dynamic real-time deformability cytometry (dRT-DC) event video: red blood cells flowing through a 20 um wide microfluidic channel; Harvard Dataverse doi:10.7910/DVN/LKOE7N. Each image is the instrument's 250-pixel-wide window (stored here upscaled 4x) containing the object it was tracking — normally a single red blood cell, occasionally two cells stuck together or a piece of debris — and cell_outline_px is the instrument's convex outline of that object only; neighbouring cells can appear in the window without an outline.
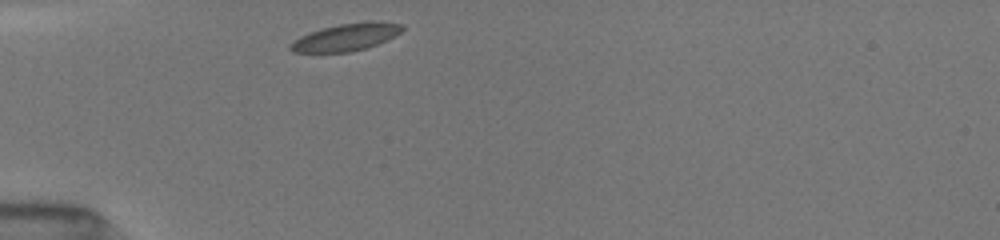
{"species": "common noctule bat (a hibernating species)", "species_latin": "Nyctalus noctula", "temperature_condition": "room temperature", "stored_images_in_passage": 31, "camera_frame_rate_fps": 3000, "um_per_image_px": 0.085, "animal": {"sex": "female", "body_mass_g": 19.5, "forearm_length_mm": 54.1}, "frame": {"image": 1, "passage_image": 1, "time_ms": 0.0, "image_size_px": [1000, 240], "cell_outline_px": [[404, 28], [400, 32], [388, 40], [368, 48], [348, 52], [292, 52], [288, 48], [288, 44], [300, 36], [308, 32], [320, 28], [340, 24], [404, 24]], "centroid_in_image_um": [29.3, 3.22], "position_along_channel_um": 55.7, "area_um2": 17.17}}
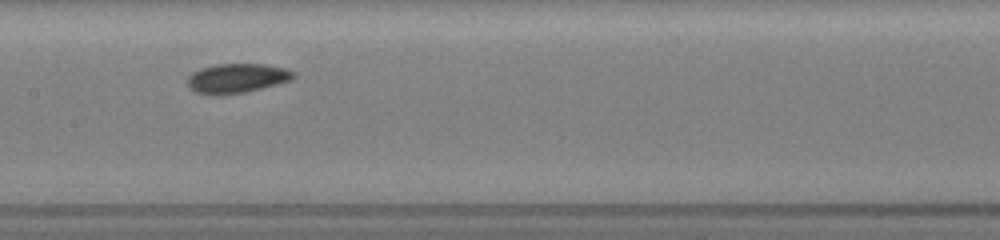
{"frame": {"image": 2, "passage_image": 12, "time_ms": 3.667, "image_size_px": [1000, 240], "cell_outline_px": [[296, 76], [292, 80], [244, 92], [220, 96], [216, 96], [196, 92], [188, 88], [188, 76], [192, 72], [200, 68], [216, 64], [264, 64], [288, 68], [296, 72]], "centroid_in_image_um": [20.14, 6.65], "position_along_channel_um": 187.3, "area_um2": 18.44}}
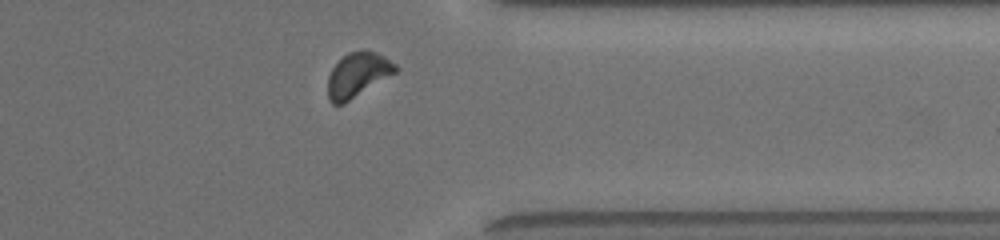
{"frame": {"image": 3, "passage_image": 27, "time_ms": 8.667, "image_size_px": [1000, 240], "cell_outline_px": [[400, 68], [396, 72], [344, 104], [332, 104], [328, 100], [328, 76], [332, 68], [348, 52], [360, 48], [364, 48], [376, 52], [384, 56], [396, 64]], "centroid_in_image_um": [30.41, 6.34], "position_along_channel_um": 381.0, "area_um2": 17.74}, "authors_computed_cell_mechanics": {"area_um2": 17.6868, "velocity_mm_per_s": 3.9545, "shape_relaxation_time_tau1_ms": 2.5959, "shape_relaxation_time_tau2_ms": 6.362, "deformation_change_tau1": 0.0838, "deformation_change_tau2": 0.1192}}